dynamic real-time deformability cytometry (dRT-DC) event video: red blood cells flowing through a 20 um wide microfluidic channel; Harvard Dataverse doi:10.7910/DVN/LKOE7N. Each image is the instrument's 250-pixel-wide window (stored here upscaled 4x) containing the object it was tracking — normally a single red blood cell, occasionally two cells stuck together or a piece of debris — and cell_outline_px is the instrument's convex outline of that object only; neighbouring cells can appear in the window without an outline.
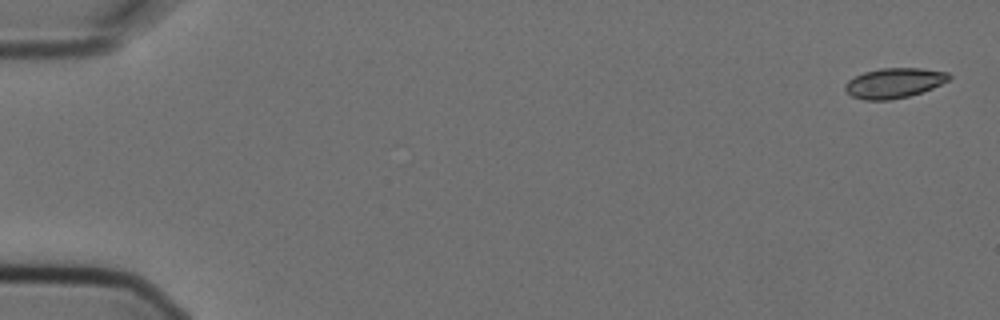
{"species": "Egyptian fruit bat (a non-hibernating species)", "species_latin": "Rousettus aegyptiacus", "temperature_condition": "cold", "stored_images_in_passage": 4, "segment_of_instrument_passage": [2, 2], "camera_frame_rate_fps": 3000, "um_per_image_px": 0.085, "animal": {"sex": "female"}, "frame": {"image": 1, "passage_image": 4, "time_ms": 1.0, "image_size_px": [1000, 320], "cell_outline_px": [[952, 76], [948, 80], [932, 88], [908, 96], [888, 100], [864, 100], [852, 96], [844, 88], [844, 84], [848, 80], [864, 72], [880, 68], [920, 68], [948, 72]], "centroid_in_image_um": [75.98, 7.05], "position_along_channel_um": 9.0, "area_um2": 18.03}}